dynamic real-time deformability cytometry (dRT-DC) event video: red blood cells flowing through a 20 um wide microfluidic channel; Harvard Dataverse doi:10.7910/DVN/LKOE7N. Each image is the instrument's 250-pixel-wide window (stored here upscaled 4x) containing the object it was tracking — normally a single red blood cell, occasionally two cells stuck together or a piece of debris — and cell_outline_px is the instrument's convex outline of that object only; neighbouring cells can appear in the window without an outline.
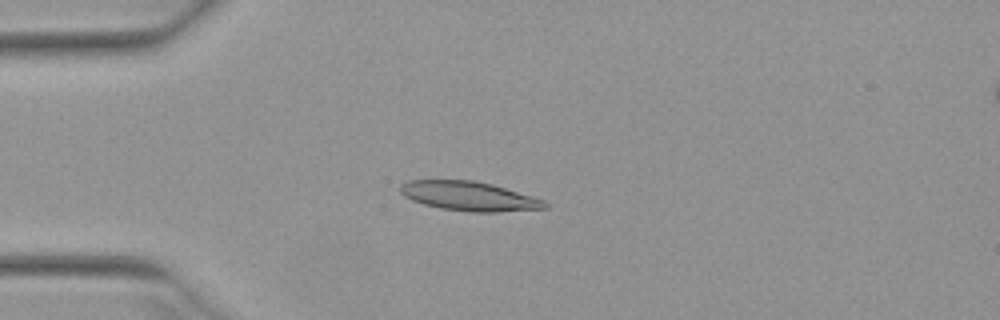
{"species": "Egyptian fruit bat (a non-hibernating species)", "species_latin": "Rousettus aegyptiacus", "temperature_condition": "warm", "stored_images_in_passage": 52, "camera_frame_rate_fps": 3000, "um_per_image_px": 0.085, "animal": {"sex": "female"}, "frame": {"image": 1, "passage_image": 14, "time_ms": 4.333, "image_size_px": [1000, 320], "cell_outline_px": [[548, 208], [496, 212], [472, 212], [440, 208], [424, 204], [412, 200], [404, 196], [400, 192], [400, 184], [408, 180], [472, 180], [492, 184], [532, 196], [544, 200], [548, 204]], "centroid_in_image_um": [39.86, 16.67], "position_along_channel_um": 45.1, "area_um2": 24.62}}
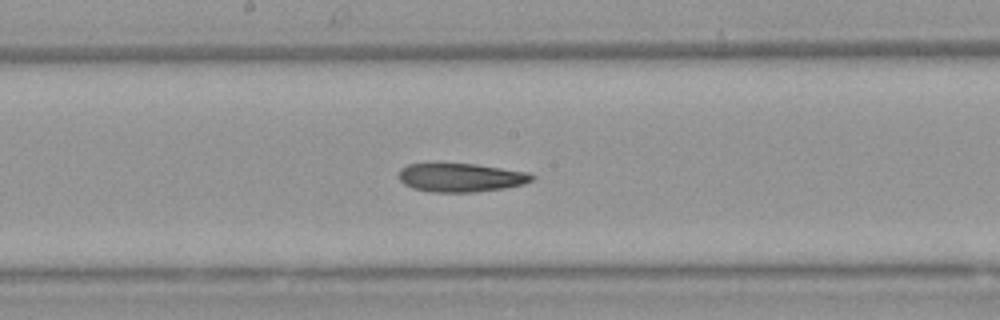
{"frame": {"image": 2, "passage_image": 28, "time_ms": 9.0, "image_size_px": [1000, 320], "cell_outline_px": [[532, 180], [524, 184], [504, 188], [476, 192], [432, 192], [412, 188], [404, 184], [400, 180], [400, 168], [408, 164], [476, 164], [532, 172]], "centroid_in_image_um": [39.2, 15.09], "position_along_channel_um": 209.0, "area_um2": 22.2}}
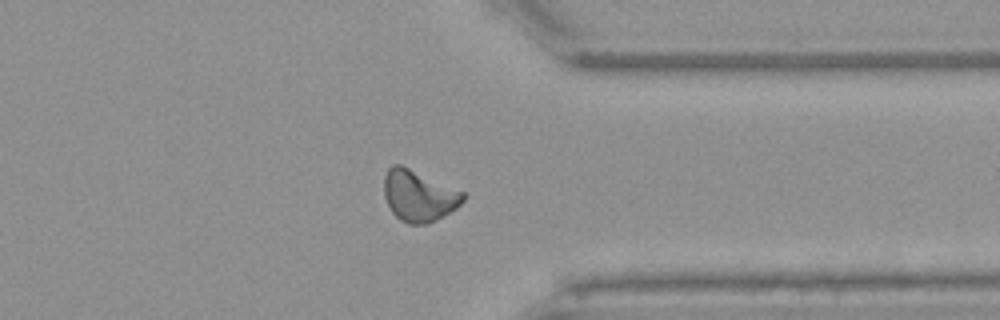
{"frame": {"image": 3, "passage_image": 41, "time_ms": 13.333, "image_size_px": [1000, 320], "cell_outline_px": [[468, 196], [456, 208], [428, 224], [408, 224], [400, 220], [392, 212], [384, 196], [384, 176], [388, 168], [392, 164], [400, 164], [464, 192]], "centroid_in_image_um": [35.59, 16.64], "position_along_channel_um": 375.8, "area_um2": 23.52}, "authors_computed_cell_mechanics": {"area_um2": 23.2067, "velocity_mm_per_s": 3.9515, "shape_relaxation_time_tau1_ms": null, "shape_relaxation_time_tau2_ms": 10.2684, "deformation_change_tau1": null, "deformation_change_tau2": 0.219}}